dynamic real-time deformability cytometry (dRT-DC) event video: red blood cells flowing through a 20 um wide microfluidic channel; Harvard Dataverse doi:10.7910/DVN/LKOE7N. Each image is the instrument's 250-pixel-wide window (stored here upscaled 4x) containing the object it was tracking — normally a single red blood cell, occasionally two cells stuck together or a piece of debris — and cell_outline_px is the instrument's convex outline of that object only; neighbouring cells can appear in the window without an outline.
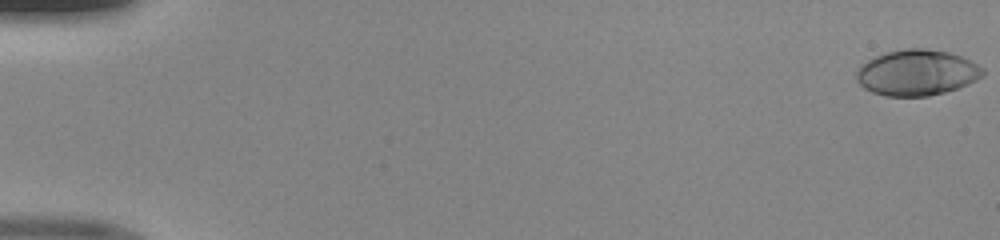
{"species": "human", "species_latin": "Homo sapiens", "temperature_condition": "room temperature", "stored_images_in_passage": 50, "camera_frame_rate_fps": 3000, "um_per_image_px": 0.085, "donor": {"sex": "male"}, "frame": {"image": 1, "passage_image": 1, "time_ms": 0.0, "image_size_px": [1000, 240], "cell_outline_px": [[984, 76], [968, 84], [944, 92], [928, 96], [884, 96], [872, 92], [864, 88], [856, 80], [856, 72], [868, 60], [884, 52], [904, 48], [924, 48], [948, 52], [960, 56], [984, 68]], "centroid_in_image_um": [77.93, 6.17], "position_along_channel_um": 7.1, "area_um2": 33.64}}
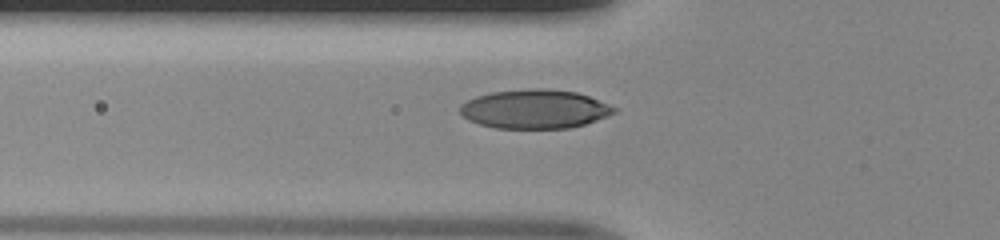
{"frame": {"image": 2, "passage_image": 19, "time_ms": 6.0, "image_size_px": [1000, 240], "cell_outline_px": [[620, 108], [616, 112], [608, 116], [584, 124], [568, 128], [496, 128], [480, 124], [468, 120], [460, 112], [460, 104], [476, 96], [492, 92], [528, 88], [548, 88], [576, 92], [588, 96]], "centroid_in_image_um": [45.47, 9.26], "position_along_channel_um": 80.3, "area_um2": 35.08}}
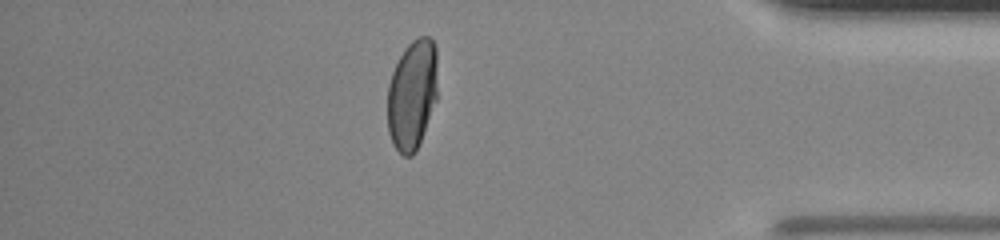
{"frame": {"image": 3, "passage_image": 44, "time_ms": 14.333, "image_size_px": [1000, 240], "cell_outline_px": [[436, 100], [416, 152], [412, 156], [404, 156], [392, 144], [388, 132], [388, 84], [392, 72], [404, 48], [412, 40], [420, 36], [428, 36], [436, 44]], "centroid_in_image_um": [35.02, 8.04], "position_along_channel_um": 400.2, "area_um2": 32.08}}